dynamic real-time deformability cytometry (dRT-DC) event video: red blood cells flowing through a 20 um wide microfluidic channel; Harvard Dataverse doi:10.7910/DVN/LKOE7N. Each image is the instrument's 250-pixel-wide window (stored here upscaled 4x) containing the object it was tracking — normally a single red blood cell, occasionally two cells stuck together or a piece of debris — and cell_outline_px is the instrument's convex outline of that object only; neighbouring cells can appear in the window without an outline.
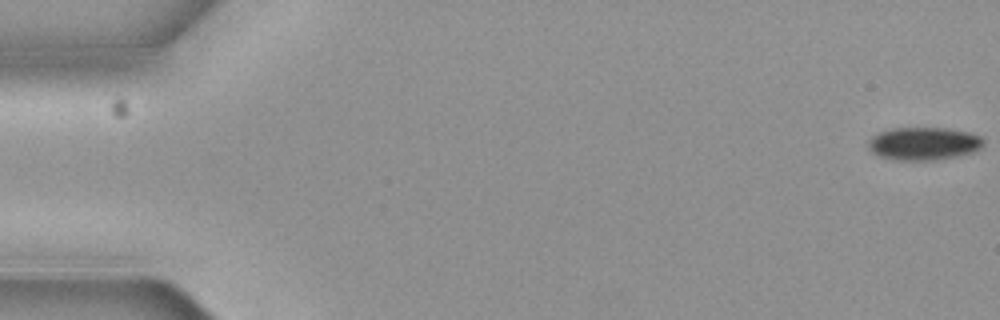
{"species": "common noctule bat (a hibernating species)", "species_latin": "Nyctalus noctula", "temperature_condition": "cold", "stored_images_in_passage": 4, "camera_frame_rate_fps": 3000, "um_per_image_px": 0.085, "animal": {"sex": "female", "body_mass_g": 19.3, "forearm_length_mm": 54.1}, "frame": {"image": 1, "passage_image": 1, "time_ms": 0.0, "image_size_px": [1000, 320], "cell_outline_px": [[984, 144], [980, 148], [972, 152], [956, 156], [936, 160], [896, 160], [880, 156], [872, 152], [868, 148], [868, 140], [872, 136], [880, 132], [892, 128], [948, 128], [968, 132], [980, 136], [984, 140]], "centroid_in_image_um": [78.51, 12.2], "position_along_channel_um": 6.5, "area_um2": 22.08}}